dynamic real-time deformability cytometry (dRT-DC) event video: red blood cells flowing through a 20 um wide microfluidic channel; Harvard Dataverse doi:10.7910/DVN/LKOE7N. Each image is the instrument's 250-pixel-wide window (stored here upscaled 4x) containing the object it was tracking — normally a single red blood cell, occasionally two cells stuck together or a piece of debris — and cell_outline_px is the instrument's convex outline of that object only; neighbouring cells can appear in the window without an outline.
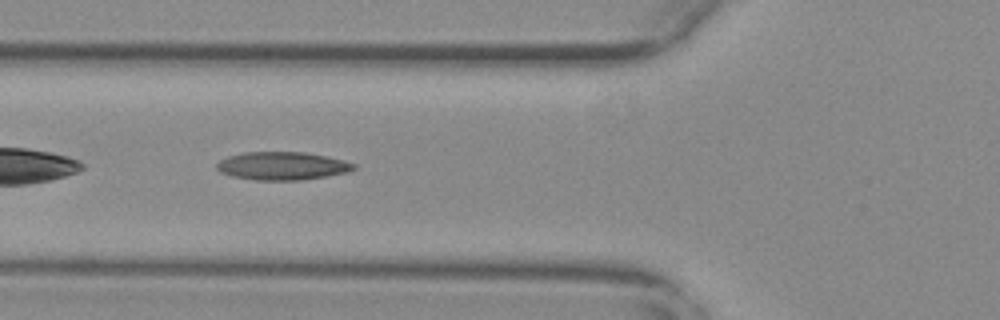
{"species": "common noctule bat (a hibernating species)", "species_latin": "Nyctalus noctula", "temperature_condition": "warm", "stored_images_in_passage": 37, "camera_frame_rate_fps": 3000, "um_per_image_px": 0.085, "animal": {"sex": "female", "body_mass_g": 29.2, "forearm_length_mm": 56.3}, "frame": {"image": 1, "passage_image": 4, "time_ms": 1.0, "image_size_px": [1000, 320], "cell_outline_px": [[356, 168], [348, 172], [300, 180], [256, 180], [232, 176], [220, 172], [216, 168], [216, 164], [220, 160], [228, 156], [244, 152], [304, 152], [324, 156], [356, 164]], "centroid_in_image_um": [23.95, 14.1], "position_along_channel_um": 101.9, "area_um2": 22.2}}
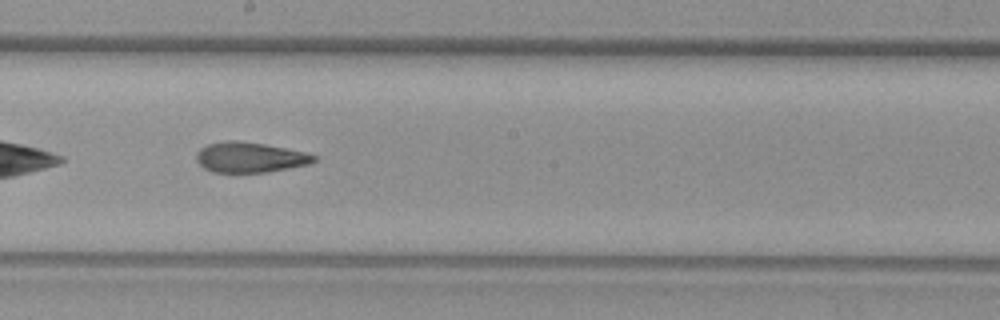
{"frame": {"image": 2, "passage_image": 14, "time_ms": 4.333, "image_size_px": [1000, 320], "cell_outline_px": [[316, 160], [308, 164], [268, 172], [212, 172], [204, 168], [196, 160], [196, 152], [200, 148], [208, 144], [228, 140], [236, 140], [264, 144], [304, 152], [316, 156]], "centroid_in_image_um": [21.2, 13.37], "position_along_channel_um": 227.0, "area_um2": 20.58}}
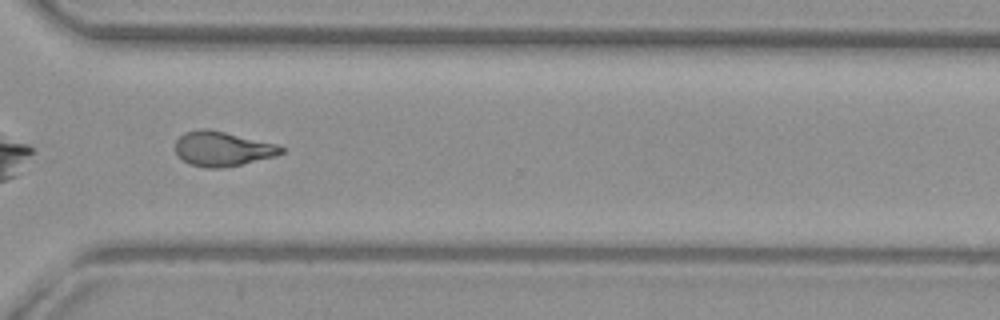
{"frame": {"image": 3, "passage_image": 24, "time_ms": 7.667, "image_size_px": [1000, 320], "cell_outline_px": [[284, 152], [276, 156], [224, 168], [204, 168], [188, 164], [176, 152], [176, 140], [184, 132], [200, 128], [208, 128], [276, 144], [284, 148]], "centroid_in_image_um": [18.89, 12.65], "position_along_channel_um": 351.7, "area_um2": 21.39}, "authors_computed_cell_mechanics": {"area_um2": 21.2126, "velocity_mm_per_s": 3.7532, "shape_relaxation_time_tau1_ms": null, "shape_relaxation_time_tau2_ms": 2.4975, "deformation_change_tau1": null, "deformation_change_tau2": 0.0958}}